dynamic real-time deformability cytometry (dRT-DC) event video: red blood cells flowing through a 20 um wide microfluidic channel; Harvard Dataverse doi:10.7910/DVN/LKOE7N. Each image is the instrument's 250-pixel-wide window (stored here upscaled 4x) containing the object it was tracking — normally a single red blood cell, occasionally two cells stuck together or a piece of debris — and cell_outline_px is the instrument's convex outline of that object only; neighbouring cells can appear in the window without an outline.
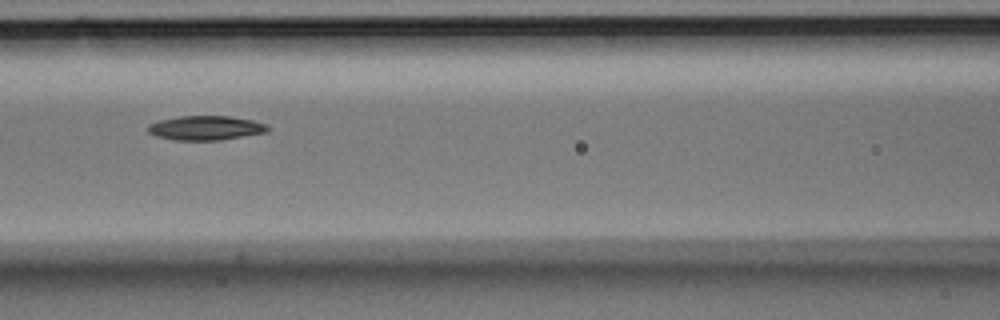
{"species": "Egyptian fruit bat (a non-hibernating species)", "species_latin": "Rousettus aegyptiacus", "temperature_condition": "room temperature", "stored_images_in_passage": 14, "camera_frame_rate_fps": 3000, "um_per_image_px": 0.085, "animal": {"sex": "male"}, "frame": {"image": 1, "passage_image": 6, "time_ms": 1.667, "image_size_px": [1000, 320], "cell_outline_px": [[268, 132], [220, 140], [172, 140], [156, 136], [148, 132], [148, 124], [160, 120], [180, 116], [228, 116], [252, 120], [268, 124]], "centroid_in_image_um": [17.48, 10.88], "position_along_channel_um": 149.1, "area_um2": 16.99}}
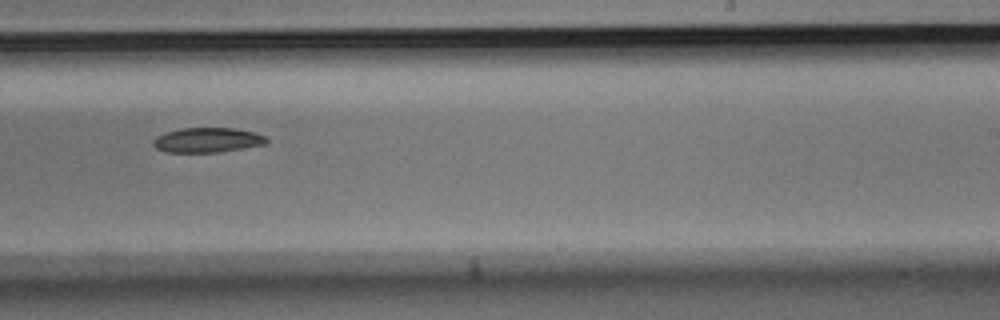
{"frame": {"image": 2, "passage_image": 9, "time_ms": 2.667, "image_size_px": [1000, 320], "cell_outline_px": [[268, 140], [264, 144], [220, 152], [164, 152], [156, 148], [152, 144], [152, 140], [156, 136], [180, 128], [236, 128], [252, 132], [264, 136]], "centroid_in_image_um": [17.58, 11.9], "position_along_channel_um": 271.4, "area_um2": 16.24}}
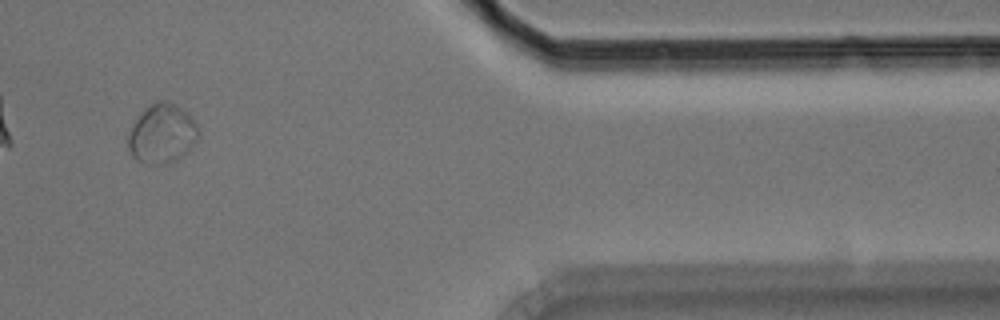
{"frame": {"image": 3, "passage_image": 12, "time_ms": 3.667, "image_size_px": [1000, 320], "cell_outline_px": [[200, 136], [176, 160], [164, 164], [148, 164], [136, 160], [132, 156], [128, 148], [128, 132], [132, 124], [156, 100], [168, 100], [184, 108], [192, 116], [200, 128]], "centroid_in_image_um": [13.79, 11.34], "position_along_channel_um": 397.6, "area_um2": 24.33}}